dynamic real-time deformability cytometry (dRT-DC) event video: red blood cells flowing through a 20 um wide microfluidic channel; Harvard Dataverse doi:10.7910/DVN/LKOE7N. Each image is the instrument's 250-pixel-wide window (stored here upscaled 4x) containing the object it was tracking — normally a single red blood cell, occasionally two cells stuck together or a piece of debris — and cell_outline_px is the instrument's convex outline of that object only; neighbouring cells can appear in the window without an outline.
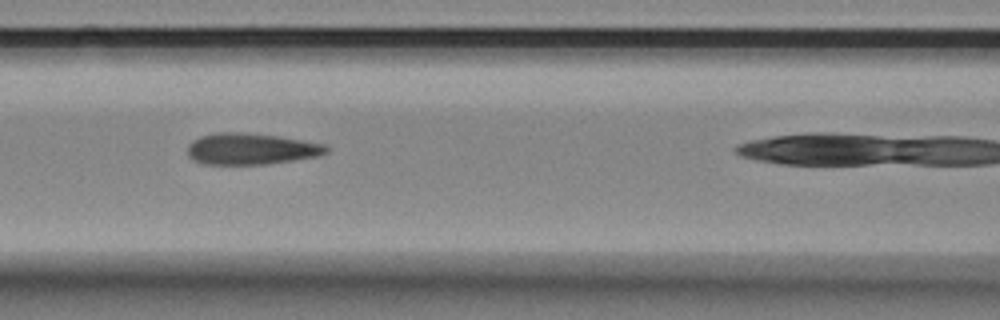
{"species": "Egyptian fruit bat (a non-hibernating species)", "species_latin": "Rousettus aegyptiacus", "temperature_condition": "room temperature", "stored_images_in_passage": 4, "camera_frame_rate_fps": 3000, "um_per_image_px": 0.085, "animal": {"sex": "female"}, "frame": {"image": 1, "passage_image": 3, "time_ms": 0.667, "image_size_px": [1000, 320], "cell_outline_px": [[328, 152], [316, 156], [292, 160], [264, 164], [204, 164], [188, 156], [188, 144], [192, 140], [200, 136], [220, 132], [244, 132], [276, 136], [324, 144], [328, 148]], "centroid_in_image_um": [21.29, 12.65], "position_along_channel_um": 145.3, "area_um2": 25.03}}